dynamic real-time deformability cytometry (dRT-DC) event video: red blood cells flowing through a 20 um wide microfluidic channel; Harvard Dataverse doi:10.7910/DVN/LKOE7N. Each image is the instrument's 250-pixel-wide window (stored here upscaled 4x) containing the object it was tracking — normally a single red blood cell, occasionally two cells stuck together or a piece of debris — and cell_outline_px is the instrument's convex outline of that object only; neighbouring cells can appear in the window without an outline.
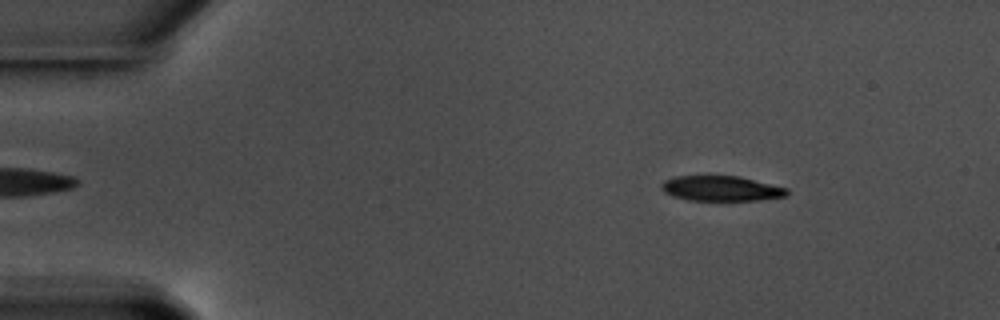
{"species": "common noctule bat (a hibernating species)", "species_latin": "Nyctalus noctula", "temperature_condition": "warm", "stored_images_in_passage": 53, "camera_frame_rate_fps": 3000, "um_per_image_px": 0.085, "animal": {"sex": "male", "body_mass_g": 17.5, "forearm_length_mm": 52.3}, "frame": {"image": 1, "passage_image": 4, "time_ms": 1.0, "image_size_px": [1000, 320], "cell_outline_px": [[788, 196], [760, 200], [688, 200], [672, 196], [664, 192], [660, 188], [660, 184], [664, 180], [676, 176], [708, 172], [740, 176], [788, 188]], "centroid_in_image_um": [61.24, 15.96], "position_along_channel_um": 23.8, "area_um2": 19.42}}
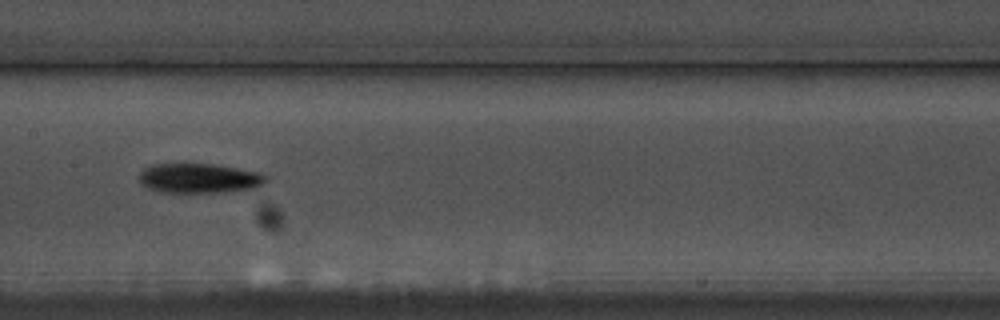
{"frame": {"image": 2, "passage_image": 25, "time_ms": 8.0, "image_size_px": [1000, 320], "cell_outline_px": [[268, 180], [264, 184], [256, 188], [224, 192], [160, 192], [148, 188], [140, 184], [136, 180], [140, 172], [144, 168], [152, 164], [184, 160], [212, 164], [260, 172], [268, 176]], "centroid_in_image_um": [16.86, 15.1], "position_along_channel_um": 190.5, "area_um2": 23.06}}
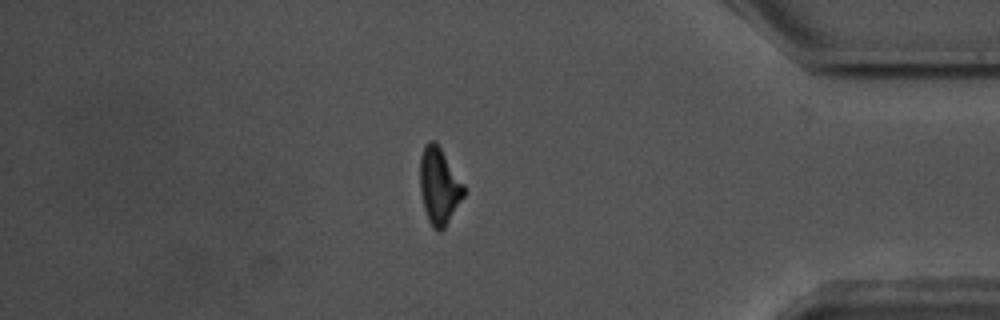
{"frame": {"image": 3, "passage_image": 45, "time_ms": 14.667, "image_size_px": [1000, 320], "cell_outline_px": [[464, 196], [444, 228], [440, 232], [432, 228], [428, 220], [424, 208], [420, 192], [420, 156], [424, 144], [428, 140], [436, 140], [464, 184]], "centroid_in_image_um": [37.31, 15.78], "position_along_channel_um": 397.9, "area_um2": 19.71}, "authors_computed_cell_mechanics": {"area_um2": 20.23, "velocity_mm_per_s": 3.5673, "shape_relaxation_time_tau1_ms": 2.593, "shape_relaxation_time_tau2_ms": null, "deformation_change_tau1": 0.1312, "deformation_change_tau2": null}}